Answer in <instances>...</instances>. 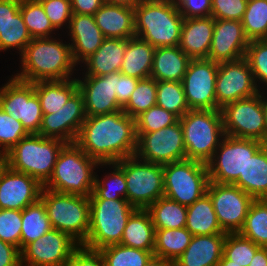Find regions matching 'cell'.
<instances>
[{
	"label": "cell",
	"instance_id": "cell-1",
	"mask_svg": "<svg viewBox=\"0 0 267 266\" xmlns=\"http://www.w3.org/2000/svg\"><path fill=\"white\" fill-rule=\"evenodd\" d=\"M75 143L99 163L135 156L136 120L121 111L87 116Z\"/></svg>",
	"mask_w": 267,
	"mask_h": 266
},
{
	"label": "cell",
	"instance_id": "cell-2",
	"mask_svg": "<svg viewBox=\"0 0 267 266\" xmlns=\"http://www.w3.org/2000/svg\"><path fill=\"white\" fill-rule=\"evenodd\" d=\"M19 56L21 71L12 76L21 81L34 83L75 78L73 73L78 65L73 60L70 42L63 43V39L33 38Z\"/></svg>",
	"mask_w": 267,
	"mask_h": 266
},
{
	"label": "cell",
	"instance_id": "cell-3",
	"mask_svg": "<svg viewBox=\"0 0 267 266\" xmlns=\"http://www.w3.org/2000/svg\"><path fill=\"white\" fill-rule=\"evenodd\" d=\"M135 36L153 47L178 46L184 17L172 0H142L134 8Z\"/></svg>",
	"mask_w": 267,
	"mask_h": 266
},
{
	"label": "cell",
	"instance_id": "cell-4",
	"mask_svg": "<svg viewBox=\"0 0 267 266\" xmlns=\"http://www.w3.org/2000/svg\"><path fill=\"white\" fill-rule=\"evenodd\" d=\"M108 167L89 157L76 143H67L60 151L52 175L43 188L89 197L93 192L98 167Z\"/></svg>",
	"mask_w": 267,
	"mask_h": 266
},
{
	"label": "cell",
	"instance_id": "cell-5",
	"mask_svg": "<svg viewBox=\"0 0 267 266\" xmlns=\"http://www.w3.org/2000/svg\"><path fill=\"white\" fill-rule=\"evenodd\" d=\"M66 144L61 139L28 134L5 155V164L35 178L43 186L52 175L57 157Z\"/></svg>",
	"mask_w": 267,
	"mask_h": 266
},
{
	"label": "cell",
	"instance_id": "cell-6",
	"mask_svg": "<svg viewBox=\"0 0 267 266\" xmlns=\"http://www.w3.org/2000/svg\"><path fill=\"white\" fill-rule=\"evenodd\" d=\"M89 201L90 227L82 246L100 250L109 245L120 244L128 219L137 208L127 199H89Z\"/></svg>",
	"mask_w": 267,
	"mask_h": 266
},
{
	"label": "cell",
	"instance_id": "cell-7",
	"mask_svg": "<svg viewBox=\"0 0 267 266\" xmlns=\"http://www.w3.org/2000/svg\"><path fill=\"white\" fill-rule=\"evenodd\" d=\"M40 200L53 229L69 234L80 245L86 241L90 227L89 197L42 188Z\"/></svg>",
	"mask_w": 267,
	"mask_h": 266
},
{
	"label": "cell",
	"instance_id": "cell-8",
	"mask_svg": "<svg viewBox=\"0 0 267 266\" xmlns=\"http://www.w3.org/2000/svg\"><path fill=\"white\" fill-rule=\"evenodd\" d=\"M179 121L186 159L207 163L225 136L221 110H190Z\"/></svg>",
	"mask_w": 267,
	"mask_h": 266
},
{
	"label": "cell",
	"instance_id": "cell-9",
	"mask_svg": "<svg viewBox=\"0 0 267 266\" xmlns=\"http://www.w3.org/2000/svg\"><path fill=\"white\" fill-rule=\"evenodd\" d=\"M124 172L127 201L137 209H147L164 196V170L162 164L140 160L136 156L115 162Z\"/></svg>",
	"mask_w": 267,
	"mask_h": 266
},
{
	"label": "cell",
	"instance_id": "cell-10",
	"mask_svg": "<svg viewBox=\"0 0 267 266\" xmlns=\"http://www.w3.org/2000/svg\"><path fill=\"white\" fill-rule=\"evenodd\" d=\"M164 196L186 207L207 193L210 182L206 163L184 159L163 165Z\"/></svg>",
	"mask_w": 267,
	"mask_h": 266
},
{
	"label": "cell",
	"instance_id": "cell-11",
	"mask_svg": "<svg viewBox=\"0 0 267 266\" xmlns=\"http://www.w3.org/2000/svg\"><path fill=\"white\" fill-rule=\"evenodd\" d=\"M264 145L254 139L226 135L212 158L206 163L209 179L214 183L234 184L243 176L249 159Z\"/></svg>",
	"mask_w": 267,
	"mask_h": 266
},
{
	"label": "cell",
	"instance_id": "cell-12",
	"mask_svg": "<svg viewBox=\"0 0 267 266\" xmlns=\"http://www.w3.org/2000/svg\"><path fill=\"white\" fill-rule=\"evenodd\" d=\"M220 110L226 135L254 139L267 144L261 91L252 97L229 103Z\"/></svg>",
	"mask_w": 267,
	"mask_h": 266
},
{
	"label": "cell",
	"instance_id": "cell-13",
	"mask_svg": "<svg viewBox=\"0 0 267 266\" xmlns=\"http://www.w3.org/2000/svg\"><path fill=\"white\" fill-rule=\"evenodd\" d=\"M7 81L0 88V108L20 121L29 134L39 133L43 113L34 84L13 76Z\"/></svg>",
	"mask_w": 267,
	"mask_h": 266
},
{
	"label": "cell",
	"instance_id": "cell-14",
	"mask_svg": "<svg viewBox=\"0 0 267 266\" xmlns=\"http://www.w3.org/2000/svg\"><path fill=\"white\" fill-rule=\"evenodd\" d=\"M135 156L140 160L162 165L186 159L180 121L151 133H137Z\"/></svg>",
	"mask_w": 267,
	"mask_h": 266
},
{
	"label": "cell",
	"instance_id": "cell-15",
	"mask_svg": "<svg viewBox=\"0 0 267 266\" xmlns=\"http://www.w3.org/2000/svg\"><path fill=\"white\" fill-rule=\"evenodd\" d=\"M207 194L210 196L218 223L226 233L239 232L251 203L255 200L234 184L209 182Z\"/></svg>",
	"mask_w": 267,
	"mask_h": 266
},
{
	"label": "cell",
	"instance_id": "cell-16",
	"mask_svg": "<svg viewBox=\"0 0 267 266\" xmlns=\"http://www.w3.org/2000/svg\"><path fill=\"white\" fill-rule=\"evenodd\" d=\"M215 91L217 110L229 103L252 97L260 92L245 57L218 63Z\"/></svg>",
	"mask_w": 267,
	"mask_h": 266
},
{
	"label": "cell",
	"instance_id": "cell-17",
	"mask_svg": "<svg viewBox=\"0 0 267 266\" xmlns=\"http://www.w3.org/2000/svg\"><path fill=\"white\" fill-rule=\"evenodd\" d=\"M218 63L191 59L182 84L190 110H217L215 83Z\"/></svg>",
	"mask_w": 267,
	"mask_h": 266
},
{
	"label": "cell",
	"instance_id": "cell-18",
	"mask_svg": "<svg viewBox=\"0 0 267 266\" xmlns=\"http://www.w3.org/2000/svg\"><path fill=\"white\" fill-rule=\"evenodd\" d=\"M79 246L80 244L69 234L52 228L20 251L21 264L25 266H65Z\"/></svg>",
	"mask_w": 267,
	"mask_h": 266
},
{
	"label": "cell",
	"instance_id": "cell-19",
	"mask_svg": "<svg viewBox=\"0 0 267 266\" xmlns=\"http://www.w3.org/2000/svg\"><path fill=\"white\" fill-rule=\"evenodd\" d=\"M86 117L84 98L77 90L61 109L54 114L43 115L38 134L75 143Z\"/></svg>",
	"mask_w": 267,
	"mask_h": 266
},
{
	"label": "cell",
	"instance_id": "cell-20",
	"mask_svg": "<svg viewBox=\"0 0 267 266\" xmlns=\"http://www.w3.org/2000/svg\"><path fill=\"white\" fill-rule=\"evenodd\" d=\"M76 80L78 90L84 98L86 116L121 111L122 106L117 101V80L119 71L103 76H83Z\"/></svg>",
	"mask_w": 267,
	"mask_h": 266
},
{
	"label": "cell",
	"instance_id": "cell-21",
	"mask_svg": "<svg viewBox=\"0 0 267 266\" xmlns=\"http://www.w3.org/2000/svg\"><path fill=\"white\" fill-rule=\"evenodd\" d=\"M42 188L35 178L5 164L0 169V209L22 211L40 199Z\"/></svg>",
	"mask_w": 267,
	"mask_h": 266
},
{
	"label": "cell",
	"instance_id": "cell-22",
	"mask_svg": "<svg viewBox=\"0 0 267 266\" xmlns=\"http://www.w3.org/2000/svg\"><path fill=\"white\" fill-rule=\"evenodd\" d=\"M249 40L241 21L214 19V31L208 59L216 63L245 57Z\"/></svg>",
	"mask_w": 267,
	"mask_h": 266
},
{
	"label": "cell",
	"instance_id": "cell-23",
	"mask_svg": "<svg viewBox=\"0 0 267 266\" xmlns=\"http://www.w3.org/2000/svg\"><path fill=\"white\" fill-rule=\"evenodd\" d=\"M68 31L72 57L77 65H82V62L95 53L105 40L93 15L73 13Z\"/></svg>",
	"mask_w": 267,
	"mask_h": 266
},
{
	"label": "cell",
	"instance_id": "cell-24",
	"mask_svg": "<svg viewBox=\"0 0 267 266\" xmlns=\"http://www.w3.org/2000/svg\"><path fill=\"white\" fill-rule=\"evenodd\" d=\"M214 31V18H184L179 47L191 59H208Z\"/></svg>",
	"mask_w": 267,
	"mask_h": 266
},
{
	"label": "cell",
	"instance_id": "cell-25",
	"mask_svg": "<svg viewBox=\"0 0 267 266\" xmlns=\"http://www.w3.org/2000/svg\"><path fill=\"white\" fill-rule=\"evenodd\" d=\"M226 234L192 236L190 244L177 258L176 266H217L223 256Z\"/></svg>",
	"mask_w": 267,
	"mask_h": 266
},
{
	"label": "cell",
	"instance_id": "cell-26",
	"mask_svg": "<svg viewBox=\"0 0 267 266\" xmlns=\"http://www.w3.org/2000/svg\"><path fill=\"white\" fill-rule=\"evenodd\" d=\"M93 16L105 38L135 37L134 9L104 3Z\"/></svg>",
	"mask_w": 267,
	"mask_h": 266
},
{
	"label": "cell",
	"instance_id": "cell-27",
	"mask_svg": "<svg viewBox=\"0 0 267 266\" xmlns=\"http://www.w3.org/2000/svg\"><path fill=\"white\" fill-rule=\"evenodd\" d=\"M128 39L105 38L95 53L82 63L83 76H103L118 72L121 69Z\"/></svg>",
	"mask_w": 267,
	"mask_h": 266
},
{
	"label": "cell",
	"instance_id": "cell-28",
	"mask_svg": "<svg viewBox=\"0 0 267 266\" xmlns=\"http://www.w3.org/2000/svg\"><path fill=\"white\" fill-rule=\"evenodd\" d=\"M190 60L179 46L155 48L150 77L156 81L182 82Z\"/></svg>",
	"mask_w": 267,
	"mask_h": 266
},
{
	"label": "cell",
	"instance_id": "cell-29",
	"mask_svg": "<svg viewBox=\"0 0 267 266\" xmlns=\"http://www.w3.org/2000/svg\"><path fill=\"white\" fill-rule=\"evenodd\" d=\"M155 47L138 37L129 38L120 69L122 74L136 79L149 78Z\"/></svg>",
	"mask_w": 267,
	"mask_h": 266
},
{
	"label": "cell",
	"instance_id": "cell-30",
	"mask_svg": "<svg viewBox=\"0 0 267 266\" xmlns=\"http://www.w3.org/2000/svg\"><path fill=\"white\" fill-rule=\"evenodd\" d=\"M234 185L254 199H267V144L248 160L243 176Z\"/></svg>",
	"mask_w": 267,
	"mask_h": 266
},
{
	"label": "cell",
	"instance_id": "cell-31",
	"mask_svg": "<svg viewBox=\"0 0 267 266\" xmlns=\"http://www.w3.org/2000/svg\"><path fill=\"white\" fill-rule=\"evenodd\" d=\"M155 227L147 209H136L128 219L120 244L145 251H154Z\"/></svg>",
	"mask_w": 267,
	"mask_h": 266
},
{
	"label": "cell",
	"instance_id": "cell-32",
	"mask_svg": "<svg viewBox=\"0 0 267 266\" xmlns=\"http://www.w3.org/2000/svg\"><path fill=\"white\" fill-rule=\"evenodd\" d=\"M43 115L54 114L66 104L67 100L78 90L76 78L34 82Z\"/></svg>",
	"mask_w": 267,
	"mask_h": 266
},
{
	"label": "cell",
	"instance_id": "cell-33",
	"mask_svg": "<svg viewBox=\"0 0 267 266\" xmlns=\"http://www.w3.org/2000/svg\"><path fill=\"white\" fill-rule=\"evenodd\" d=\"M185 227L193 236L227 234L218 223L212 200L207 193L187 207Z\"/></svg>",
	"mask_w": 267,
	"mask_h": 266
},
{
	"label": "cell",
	"instance_id": "cell-34",
	"mask_svg": "<svg viewBox=\"0 0 267 266\" xmlns=\"http://www.w3.org/2000/svg\"><path fill=\"white\" fill-rule=\"evenodd\" d=\"M192 236L186 227L155 229L153 255L174 262L186 250Z\"/></svg>",
	"mask_w": 267,
	"mask_h": 266
},
{
	"label": "cell",
	"instance_id": "cell-35",
	"mask_svg": "<svg viewBox=\"0 0 267 266\" xmlns=\"http://www.w3.org/2000/svg\"><path fill=\"white\" fill-rule=\"evenodd\" d=\"M155 229H177L186 226L187 207L165 196L147 208Z\"/></svg>",
	"mask_w": 267,
	"mask_h": 266
},
{
	"label": "cell",
	"instance_id": "cell-36",
	"mask_svg": "<svg viewBox=\"0 0 267 266\" xmlns=\"http://www.w3.org/2000/svg\"><path fill=\"white\" fill-rule=\"evenodd\" d=\"M52 229L45 205L39 199L22 210L20 251Z\"/></svg>",
	"mask_w": 267,
	"mask_h": 266
},
{
	"label": "cell",
	"instance_id": "cell-37",
	"mask_svg": "<svg viewBox=\"0 0 267 266\" xmlns=\"http://www.w3.org/2000/svg\"><path fill=\"white\" fill-rule=\"evenodd\" d=\"M239 233L259 247H267V199H255Z\"/></svg>",
	"mask_w": 267,
	"mask_h": 266
},
{
	"label": "cell",
	"instance_id": "cell-38",
	"mask_svg": "<svg viewBox=\"0 0 267 266\" xmlns=\"http://www.w3.org/2000/svg\"><path fill=\"white\" fill-rule=\"evenodd\" d=\"M107 165L113 171L105 174L101 180L98 174L95 175L94 188L89 199H126L127 188L123 170L115 162Z\"/></svg>",
	"mask_w": 267,
	"mask_h": 266
},
{
	"label": "cell",
	"instance_id": "cell-39",
	"mask_svg": "<svg viewBox=\"0 0 267 266\" xmlns=\"http://www.w3.org/2000/svg\"><path fill=\"white\" fill-rule=\"evenodd\" d=\"M156 105L175 114L179 119L190 111L182 82L157 81Z\"/></svg>",
	"mask_w": 267,
	"mask_h": 266
},
{
	"label": "cell",
	"instance_id": "cell-40",
	"mask_svg": "<svg viewBox=\"0 0 267 266\" xmlns=\"http://www.w3.org/2000/svg\"><path fill=\"white\" fill-rule=\"evenodd\" d=\"M241 23L249 41L267 39V0H248Z\"/></svg>",
	"mask_w": 267,
	"mask_h": 266
},
{
	"label": "cell",
	"instance_id": "cell-41",
	"mask_svg": "<svg viewBox=\"0 0 267 266\" xmlns=\"http://www.w3.org/2000/svg\"><path fill=\"white\" fill-rule=\"evenodd\" d=\"M20 12L32 39L55 37L53 33L57 30L46 16L42 4L20 0Z\"/></svg>",
	"mask_w": 267,
	"mask_h": 266
},
{
	"label": "cell",
	"instance_id": "cell-42",
	"mask_svg": "<svg viewBox=\"0 0 267 266\" xmlns=\"http://www.w3.org/2000/svg\"><path fill=\"white\" fill-rule=\"evenodd\" d=\"M156 101L157 81L151 77L140 79L122 111L136 119L143 112L155 106Z\"/></svg>",
	"mask_w": 267,
	"mask_h": 266
},
{
	"label": "cell",
	"instance_id": "cell-43",
	"mask_svg": "<svg viewBox=\"0 0 267 266\" xmlns=\"http://www.w3.org/2000/svg\"><path fill=\"white\" fill-rule=\"evenodd\" d=\"M106 266H144L153 256L151 251L136 249L122 244H113L101 248Z\"/></svg>",
	"mask_w": 267,
	"mask_h": 266
},
{
	"label": "cell",
	"instance_id": "cell-44",
	"mask_svg": "<svg viewBox=\"0 0 267 266\" xmlns=\"http://www.w3.org/2000/svg\"><path fill=\"white\" fill-rule=\"evenodd\" d=\"M32 37L23 21L20 10L11 17L5 29L0 32V51H7L11 48L17 49L19 55L31 42Z\"/></svg>",
	"mask_w": 267,
	"mask_h": 266
},
{
	"label": "cell",
	"instance_id": "cell-45",
	"mask_svg": "<svg viewBox=\"0 0 267 266\" xmlns=\"http://www.w3.org/2000/svg\"><path fill=\"white\" fill-rule=\"evenodd\" d=\"M260 247L239 232L227 233L223 245V255L241 266H249L255 252Z\"/></svg>",
	"mask_w": 267,
	"mask_h": 266
},
{
	"label": "cell",
	"instance_id": "cell-46",
	"mask_svg": "<svg viewBox=\"0 0 267 266\" xmlns=\"http://www.w3.org/2000/svg\"><path fill=\"white\" fill-rule=\"evenodd\" d=\"M245 58L249 62L258 90L262 89L264 92V87L267 90V39L249 41Z\"/></svg>",
	"mask_w": 267,
	"mask_h": 266
},
{
	"label": "cell",
	"instance_id": "cell-47",
	"mask_svg": "<svg viewBox=\"0 0 267 266\" xmlns=\"http://www.w3.org/2000/svg\"><path fill=\"white\" fill-rule=\"evenodd\" d=\"M136 133H151L175 124L179 118L157 105L143 112L136 119Z\"/></svg>",
	"mask_w": 267,
	"mask_h": 266
},
{
	"label": "cell",
	"instance_id": "cell-48",
	"mask_svg": "<svg viewBox=\"0 0 267 266\" xmlns=\"http://www.w3.org/2000/svg\"><path fill=\"white\" fill-rule=\"evenodd\" d=\"M28 134L20 121L0 108V151L4 155Z\"/></svg>",
	"mask_w": 267,
	"mask_h": 266
},
{
	"label": "cell",
	"instance_id": "cell-49",
	"mask_svg": "<svg viewBox=\"0 0 267 266\" xmlns=\"http://www.w3.org/2000/svg\"><path fill=\"white\" fill-rule=\"evenodd\" d=\"M22 211L0 209V239L20 249Z\"/></svg>",
	"mask_w": 267,
	"mask_h": 266
},
{
	"label": "cell",
	"instance_id": "cell-50",
	"mask_svg": "<svg viewBox=\"0 0 267 266\" xmlns=\"http://www.w3.org/2000/svg\"><path fill=\"white\" fill-rule=\"evenodd\" d=\"M42 6L56 30L62 29L63 26L68 29L73 14L71 0H48L42 3Z\"/></svg>",
	"mask_w": 267,
	"mask_h": 266
},
{
	"label": "cell",
	"instance_id": "cell-51",
	"mask_svg": "<svg viewBox=\"0 0 267 266\" xmlns=\"http://www.w3.org/2000/svg\"><path fill=\"white\" fill-rule=\"evenodd\" d=\"M248 0H212L211 16L214 19L241 21Z\"/></svg>",
	"mask_w": 267,
	"mask_h": 266
},
{
	"label": "cell",
	"instance_id": "cell-52",
	"mask_svg": "<svg viewBox=\"0 0 267 266\" xmlns=\"http://www.w3.org/2000/svg\"><path fill=\"white\" fill-rule=\"evenodd\" d=\"M184 18L211 16L212 0H172Z\"/></svg>",
	"mask_w": 267,
	"mask_h": 266
},
{
	"label": "cell",
	"instance_id": "cell-53",
	"mask_svg": "<svg viewBox=\"0 0 267 266\" xmlns=\"http://www.w3.org/2000/svg\"><path fill=\"white\" fill-rule=\"evenodd\" d=\"M65 266H106L99 250L88 249L80 245Z\"/></svg>",
	"mask_w": 267,
	"mask_h": 266
},
{
	"label": "cell",
	"instance_id": "cell-54",
	"mask_svg": "<svg viewBox=\"0 0 267 266\" xmlns=\"http://www.w3.org/2000/svg\"><path fill=\"white\" fill-rule=\"evenodd\" d=\"M139 79L126 76L125 74H122L119 71V80H117V101L118 103L124 107L127 102L129 101V98L131 94L134 92V89L137 86Z\"/></svg>",
	"mask_w": 267,
	"mask_h": 266
},
{
	"label": "cell",
	"instance_id": "cell-55",
	"mask_svg": "<svg viewBox=\"0 0 267 266\" xmlns=\"http://www.w3.org/2000/svg\"><path fill=\"white\" fill-rule=\"evenodd\" d=\"M20 264V249L0 239V266H19Z\"/></svg>",
	"mask_w": 267,
	"mask_h": 266
},
{
	"label": "cell",
	"instance_id": "cell-56",
	"mask_svg": "<svg viewBox=\"0 0 267 266\" xmlns=\"http://www.w3.org/2000/svg\"><path fill=\"white\" fill-rule=\"evenodd\" d=\"M19 10L20 0H0V32Z\"/></svg>",
	"mask_w": 267,
	"mask_h": 266
},
{
	"label": "cell",
	"instance_id": "cell-57",
	"mask_svg": "<svg viewBox=\"0 0 267 266\" xmlns=\"http://www.w3.org/2000/svg\"><path fill=\"white\" fill-rule=\"evenodd\" d=\"M104 0H71L72 13L94 15Z\"/></svg>",
	"mask_w": 267,
	"mask_h": 266
},
{
	"label": "cell",
	"instance_id": "cell-58",
	"mask_svg": "<svg viewBox=\"0 0 267 266\" xmlns=\"http://www.w3.org/2000/svg\"><path fill=\"white\" fill-rule=\"evenodd\" d=\"M249 266H267V247H260Z\"/></svg>",
	"mask_w": 267,
	"mask_h": 266
},
{
	"label": "cell",
	"instance_id": "cell-59",
	"mask_svg": "<svg viewBox=\"0 0 267 266\" xmlns=\"http://www.w3.org/2000/svg\"><path fill=\"white\" fill-rule=\"evenodd\" d=\"M104 2L134 9L142 0H104Z\"/></svg>",
	"mask_w": 267,
	"mask_h": 266
},
{
	"label": "cell",
	"instance_id": "cell-60",
	"mask_svg": "<svg viewBox=\"0 0 267 266\" xmlns=\"http://www.w3.org/2000/svg\"><path fill=\"white\" fill-rule=\"evenodd\" d=\"M169 263L170 261L153 255L144 266H167Z\"/></svg>",
	"mask_w": 267,
	"mask_h": 266
},
{
	"label": "cell",
	"instance_id": "cell-61",
	"mask_svg": "<svg viewBox=\"0 0 267 266\" xmlns=\"http://www.w3.org/2000/svg\"><path fill=\"white\" fill-rule=\"evenodd\" d=\"M265 93L261 92V103H262V108H263V112H264V118H265V125L267 128V96L265 95ZM267 94V91H266Z\"/></svg>",
	"mask_w": 267,
	"mask_h": 266
},
{
	"label": "cell",
	"instance_id": "cell-62",
	"mask_svg": "<svg viewBox=\"0 0 267 266\" xmlns=\"http://www.w3.org/2000/svg\"><path fill=\"white\" fill-rule=\"evenodd\" d=\"M217 266H241L238 265L237 263H234L231 260H228L224 255L222 256L219 264Z\"/></svg>",
	"mask_w": 267,
	"mask_h": 266
},
{
	"label": "cell",
	"instance_id": "cell-63",
	"mask_svg": "<svg viewBox=\"0 0 267 266\" xmlns=\"http://www.w3.org/2000/svg\"><path fill=\"white\" fill-rule=\"evenodd\" d=\"M5 165V155L0 151V169Z\"/></svg>",
	"mask_w": 267,
	"mask_h": 266
},
{
	"label": "cell",
	"instance_id": "cell-64",
	"mask_svg": "<svg viewBox=\"0 0 267 266\" xmlns=\"http://www.w3.org/2000/svg\"><path fill=\"white\" fill-rule=\"evenodd\" d=\"M25 1H28V2H31V3H37V4H42L48 0H25Z\"/></svg>",
	"mask_w": 267,
	"mask_h": 266
},
{
	"label": "cell",
	"instance_id": "cell-65",
	"mask_svg": "<svg viewBox=\"0 0 267 266\" xmlns=\"http://www.w3.org/2000/svg\"><path fill=\"white\" fill-rule=\"evenodd\" d=\"M167 266H176L174 262H170Z\"/></svg>",
	"mask_w": 267,
	"mask_h": 266
}]
</instances>
